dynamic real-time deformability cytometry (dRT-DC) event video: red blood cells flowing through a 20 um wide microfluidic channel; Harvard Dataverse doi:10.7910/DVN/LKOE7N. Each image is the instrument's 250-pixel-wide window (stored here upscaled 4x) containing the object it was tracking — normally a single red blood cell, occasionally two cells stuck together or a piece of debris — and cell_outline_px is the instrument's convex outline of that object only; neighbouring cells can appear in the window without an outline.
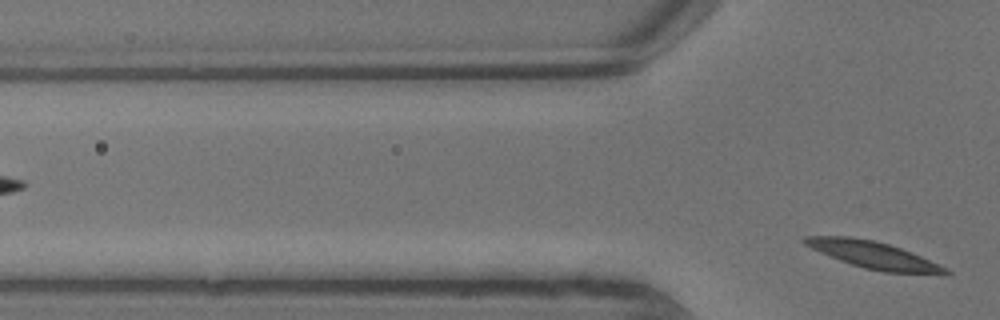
{"species": "common noctule bat (a hibernating species)", "species_latin": "Nyctalus noctula", "temperature_condition": "warm", "stored_images_in_passage": 8, "segment_of_instrument_passage": [2, 2], "camera_frame_rate_fps": 3000, "um_per_image_px": 0.085, "animal": {"sex": "male", "body_mass_g": 13.3}, "frame": {"image": 1, "passage_image": 8, "time_ms": 2.333, "image_size_px": [1000, 320], "cell_outline_px": [[952, 272], [948, 276], [944, 276], [884, 272], [864, 268], [840, 260], [820, 252], [804, 244], [800, 240], [804, 236], [852, 236], [872, 240], [888, 244], [900, 248], [920, 256], [948, 268]], "centroid_in_image_um": [74.33, 21.71], "position_along_channel_um": 51.5, "area_um2": 22.48}}